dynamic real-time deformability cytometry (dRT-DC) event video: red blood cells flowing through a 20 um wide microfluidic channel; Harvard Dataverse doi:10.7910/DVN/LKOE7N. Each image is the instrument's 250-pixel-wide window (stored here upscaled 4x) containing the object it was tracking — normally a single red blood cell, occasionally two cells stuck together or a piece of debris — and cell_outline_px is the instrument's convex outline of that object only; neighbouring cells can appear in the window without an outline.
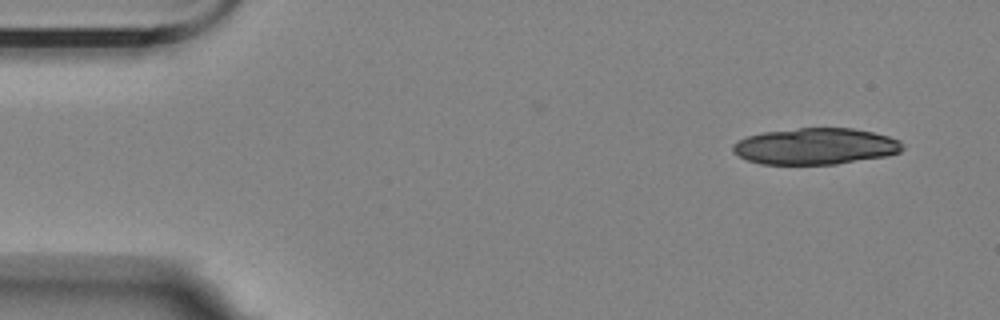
{"species": "Egyptian fruit bat (a non-hibernating species)", "species_latin": "Rousettus aegyptiacus", "temperature_condition": "room temperature", "stored_images_in_passage": 5, "camera_frame_rate_fps": 3000, "um_per_image_px": 0.085, "animal": {"sex": "female"}, "frame": {"image": 1, "passage_image": 1, "time_ms": 0.0, "image_size_px": [1000, 320], "cell_outline_px": [[904, 148], [900, 152], [888, 156], [836, 164], [760, 164], [748, 160], [732, 152], [732, 144], [748, 136], [764, 132], [800, 128], [852, 128], [872, 132], [888, 136], [900, 140]], "centroid_in_image_um": [69.34, 12.44], "position_along_channel_um": 15.7, "area_um2": 35.95}}